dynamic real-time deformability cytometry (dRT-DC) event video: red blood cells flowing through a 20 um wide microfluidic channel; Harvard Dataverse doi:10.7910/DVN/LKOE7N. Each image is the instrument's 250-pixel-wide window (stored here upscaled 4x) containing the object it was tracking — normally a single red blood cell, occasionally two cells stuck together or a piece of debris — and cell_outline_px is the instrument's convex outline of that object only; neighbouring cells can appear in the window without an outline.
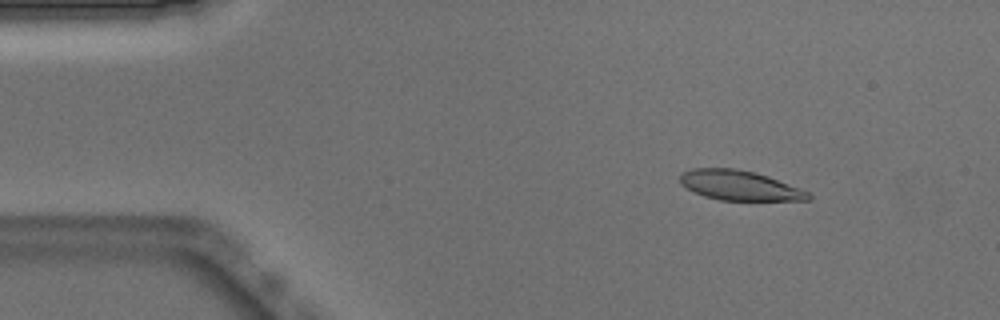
{"species": "Egyptian fruit bat (a non-hibernating species)", "species_latin": "Rousettus aegyptiacus", "temperature_condition": "warm", "stored_images_in_passage": 52, "camera_frame_rate_fps": 3000, "um_per_image_px": 0.085, "animal": {"sex": "male"}, "frame": {"image": 1, "passage_image": 7, "time_ms": 2.0, "image_size_px": [1000, 320], "cell_outline_px": [[812, 200], [720, 200], [704, 196], [680, 184], [680, 172], [692, 168], [732, 168], [756, 172], [768, 176], [808, 192], [812, 196]], "centroid_in_image_um": [62.83, 15.75], "position_along_channel_um": 22.2, "area_um2": 22.14}}
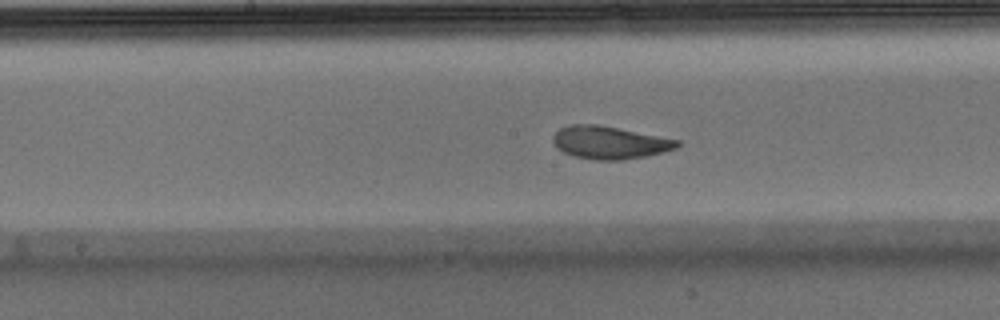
{"frame": {"image": 2, "passage_image": 26, "time_ms": 8.333, "image_size_px": [1000, 320], "cell_outline_px": [[680, 144], [676, 148], [644, 156], [624, 160], [596, 160], [576, 156], [564, 152], [556, 148], [552, 140], [552, 136], [560, 128], [568, 124], [600, 124], [680, 140]], "centroid_in_image_um": [51.78, 12.1], "position_along_channel_um": 196.4, "area_um2": 23.7}}
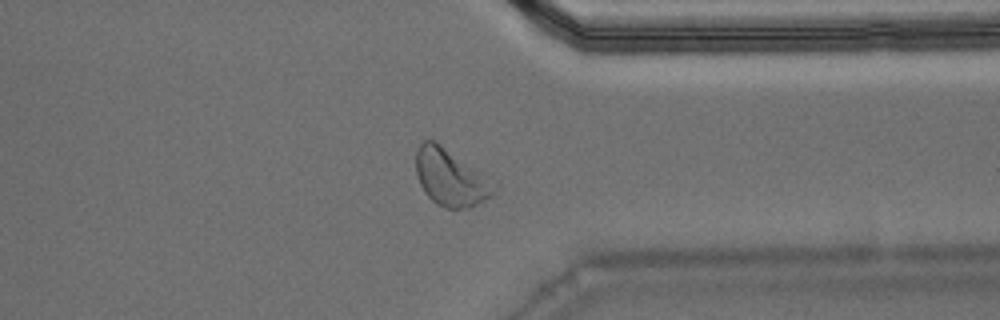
{"frame": {"image": 3, "passage_image": 40, "time_ms": 13.0, "image_size_px": [1000, 320], "cell_outline_px": [[500, 184], [492, 196], [468, 208], [444, 208], [436, 204], [424, 192], [420, 184], [416, 172], [416, 152], [420, 144], [424, 140], [436, 140]], "centroid_in_image_um": [38.34, 15.08], "position_along_channel_um": 373.1, "area_um2": 26.3}, "authors_computed_cell_mechanics": {"area_um2": 23.6113, "velocity_mm_per_s": 3.875, "shape_relaxation_time_tau1_ms": 3.1055, "shape_relaxation_time_tau2_ms": 1.297, "deformation_change_tau1": 0.1337, "deformation_change_tau2": 0.0717}}